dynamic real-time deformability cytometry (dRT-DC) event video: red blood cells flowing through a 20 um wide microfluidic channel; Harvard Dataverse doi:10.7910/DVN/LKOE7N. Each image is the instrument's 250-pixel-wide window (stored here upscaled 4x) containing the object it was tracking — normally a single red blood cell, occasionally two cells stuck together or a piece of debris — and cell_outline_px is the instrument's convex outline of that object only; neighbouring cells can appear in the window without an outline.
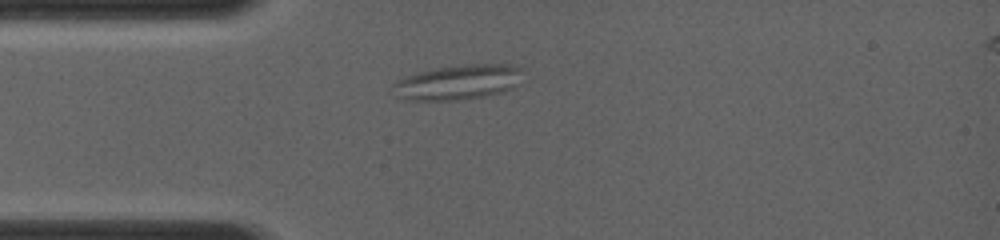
{"species": "common noctule bat (a hibernating species)", "species_latin": "Nyctalus noctula", "temperature_condition": "room temperature", "stored_images_in_passage": 2, "camera_frame_rate_fps": 4000, "um_per_image_px": 0.085, "animal": {"sex": "female", "body_mass_g": 19.0, "forearm_length_mm": 56.7}, "frame": {"image": 1, "passage_image": 2, "time_ms": 1.25, "image_size_px": [1000, 240], "cell_outline_px": [[524, 68], [516, 84], [512, 88], [504, 92], [484, 96], [460, 100], [412, 100], [396, 96], [392, 84], [396, 80], [420, 72], [436, 68], [472, 64], [512, 64]], "centroid_in_image_um": [38.97, 6.99], "position_along_channel_um": 46.0, "area_um2": 26.24}}